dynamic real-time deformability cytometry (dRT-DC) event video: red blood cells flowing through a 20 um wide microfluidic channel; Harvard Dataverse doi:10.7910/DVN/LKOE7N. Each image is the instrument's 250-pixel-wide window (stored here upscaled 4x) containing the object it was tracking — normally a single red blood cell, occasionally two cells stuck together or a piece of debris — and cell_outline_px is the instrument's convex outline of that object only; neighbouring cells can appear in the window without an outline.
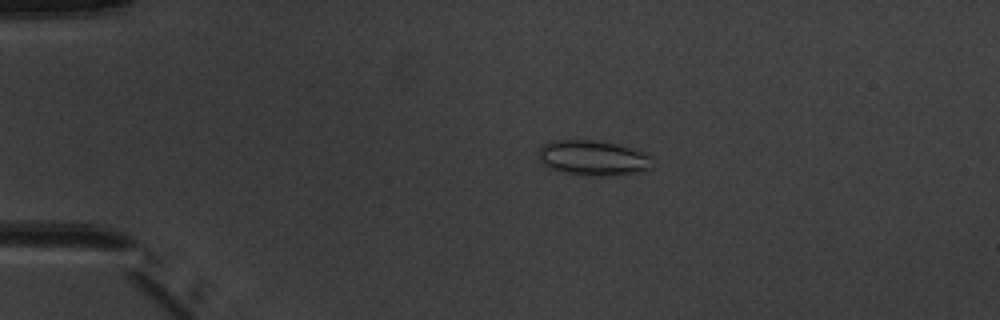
{"species": "common noctule bat (a hibernating species)", "species_latin": "Nyctalus noctula", "temperature_condition": "warm", "stored_images_in_passage": 7, "camera_frame_rate_fps": 3000, "um_per_image_px": 0.085, "animal": {"sex": "male", "body_mass_g": 20.1, "forearm_length_mm": 53.5}, "frame": {"image": 1, "passage_image": 4, "time_ms": 3.667, "image_size_px": [1000, 320], "cell_outline_px": [[656, 160], [648, 168], [636, 172], [612, 176], [588, 176], [564, 172], [548, 168], [540, 160], [540, 148], [544, 144], [552, 140], [596, 140], [616, 144], [644, 152], [652, 156]], "centroid_in_image_um": [50.44, 13.43], "position_along_channel_um": 34.6, "area_um2": 23.35}}
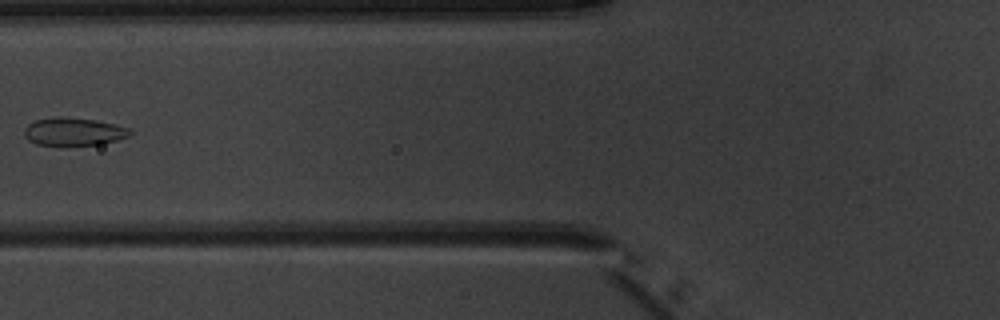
{"frame": {"image": 2, "passage_image": 6, "time_ms": 7.0, "image_size_px": [1000, 320], "cell_outline_px": [[132, 132], [128, 136], [116, 140], [100, 144], [64, 148], [60, 148], [36, 144], [28, 140], [24, 136], [24, 128], [28, 124], [36, 120], [52, 116], [64, 116], [96, 120], [116, 124], [128, 128]], "centroid_in_image_um": [6.2, 11.22], "position_along_channel_um": 119.6, "area_um2": 18.03}}
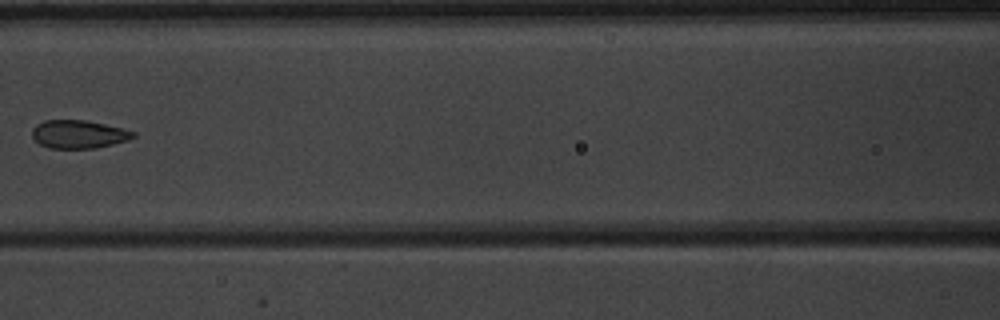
{"frame": {"image": 3, "passage_image": 7, "time_ms": 8.0, "image_size_px": [1000, 320], "cell_outline_px": [[136, 136], [128, 140], [96, 148], [48, 148], [40, 144], [32, 136], [32, 128], [36, 124], [44, 120], [84, 120], [104, 124], [136, 132]], "centroid_in_image_um": [6.66, 11.41], "position_along_channel_um": 159.9, "area_um2": 16.53}}